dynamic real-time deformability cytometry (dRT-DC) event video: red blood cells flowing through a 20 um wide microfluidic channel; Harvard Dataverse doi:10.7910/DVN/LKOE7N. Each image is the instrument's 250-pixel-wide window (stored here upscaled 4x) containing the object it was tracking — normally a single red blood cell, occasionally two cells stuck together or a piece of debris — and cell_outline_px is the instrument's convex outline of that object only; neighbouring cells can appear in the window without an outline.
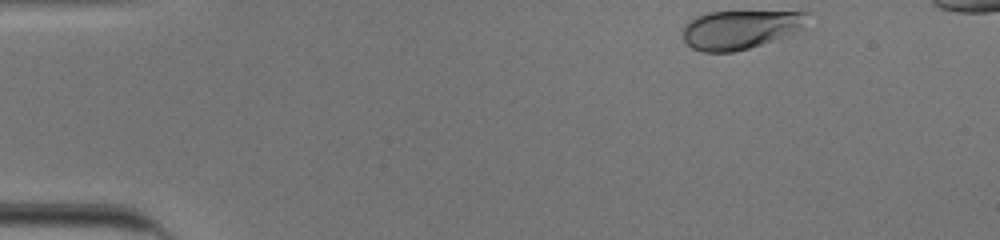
{"species": "human", "species_latin": "Homo sapiens", "temperature_condition": "cold", "stored_images_in_passage": 37, "camera_frame_rate_fps": 3000, "um_per_image_px": 0.085, "donor": {"sex": "male"}, "frame": {"image": 1, "passage_image": 1, "time_ms": 0.0, "image_size_px": [1000, 240], "cell_outline_px": [[812, 12], [796, 32], [748, 48], [732, 52], [700, 52], [692, 48], [684, 40], [684, 28], [688, 20], [696, 16], [708, 12]], "centroid_in_image_um": [62.86, 2.51], "position_along_channel_um": 22.1, "area_um2": 27.69}}
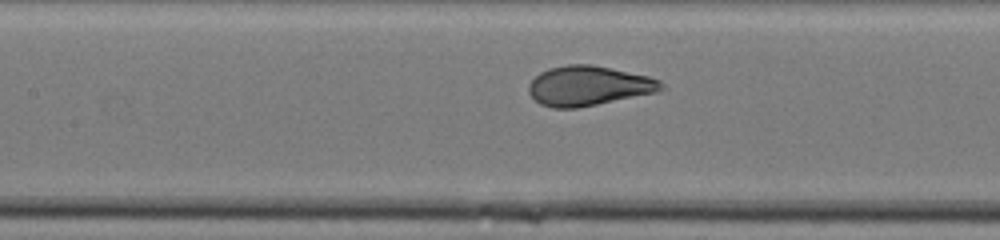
{"frame": {"image": 2, "passage_image": 19, "time_ms": 6.0, "image_size_px": [1000, 240], "cell_outline_px": [[668, 88], [656, 92], [576, 108], [552, 108], [540, 104], [528, 92], [528, 84], [540, 72], [548, 68], [568, 64], [592, 64], [648, 76], [660, 80]], "centroid_in_image_um": [50.03, 7.28], "position_along_channel_um": 157.4, "area_um2": 30.63}}
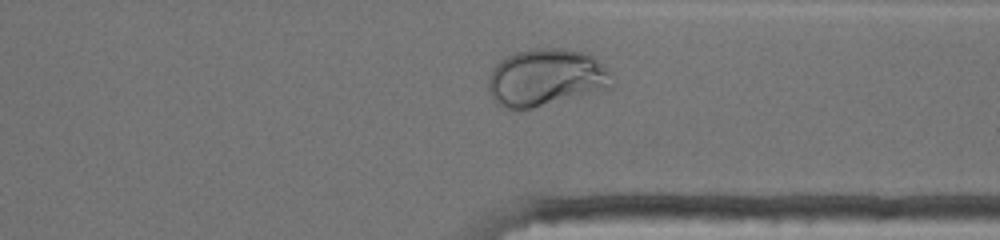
{"frame": {"image": 3, "passage_image": 35, "time_ms": 11.333, "image_size_px": [1000, 240], "cell_outline_px": [[616, 84], [612, 88], [532, 108], [504, 108], [496, 104], [492, 100], [488, 88], [488, 76], [492, 68], [500, 60], [516, 52], [540, 48], [560, 48], [588, 52], [612, 72], [616, 76]], "centroid_in_image_um": [46.46, 6.59], "position_along_channel_um": 364.9, "area_um2": 41.91}, "authors_computed_cell_mechanics": {"area_um2": 30.4028, "velocity_mm_per_s": 3.8976, "shape_relaxation_time_tau1_ms": 4.1074, "shape_relaxation_time_tau2_ms": null, "deformation_change_tau1": 0.1989, "deformation_change_tau2": null}}